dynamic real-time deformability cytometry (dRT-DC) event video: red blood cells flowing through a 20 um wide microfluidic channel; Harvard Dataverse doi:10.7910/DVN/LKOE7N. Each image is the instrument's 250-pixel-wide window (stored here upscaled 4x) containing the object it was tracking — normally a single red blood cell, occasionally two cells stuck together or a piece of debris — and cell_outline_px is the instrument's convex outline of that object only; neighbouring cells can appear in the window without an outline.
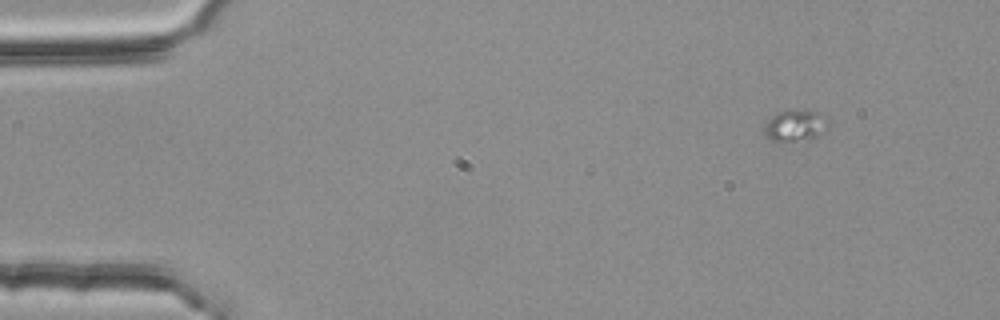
{"species": "common noctule bat (a hibernating species)", "species_latin": "Nyctalus noctula", "temperature_condition": "room temperature", "stored_images_in_passage": 13, "camera_frame_rate_fps": 3000, "um_per_image_px": 0.085, "animal": {"sex": "female", "body_mass_g": 25.1}, "frame": {"image": 1, "passage_image": 1, "time_ms": 0.0, "image_size_px": [1000, 320], "cell_outline_px": [[828, 124], [812, 140], [772, 140], [764, 136], [764, 124], [772, 116], [780, 112], [820, 112], [828, 120]], "centroid_in_image_um": [67.57, 10.7], "position_along_channel_um": 17.4, "area_um2": 11.1}}